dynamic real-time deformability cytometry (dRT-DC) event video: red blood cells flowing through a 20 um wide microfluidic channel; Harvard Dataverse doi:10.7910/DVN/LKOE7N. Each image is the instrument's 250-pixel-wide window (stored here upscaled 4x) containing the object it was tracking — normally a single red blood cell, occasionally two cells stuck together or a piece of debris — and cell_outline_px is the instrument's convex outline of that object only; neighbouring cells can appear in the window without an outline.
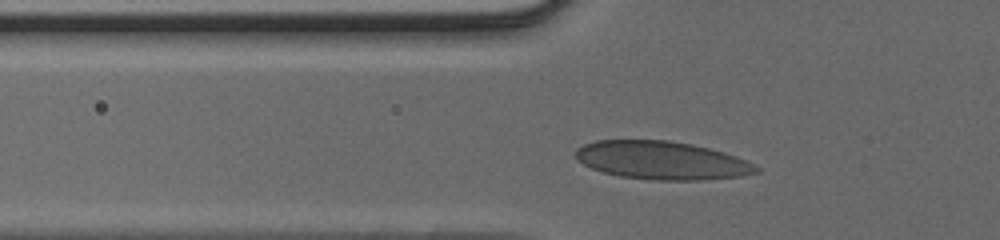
{"species": "human", "species_latin": "Homo sapiens", "temperature_condition": "cold", "stored_images_in_passage": 33, "camera_frame_rate_fps": 3000, "um_per_image_px": 0.085, "donor": {"sex": "male"}, "frame": {"image": 1, "passage_image": 5, "time_ms": 1.333, "image_size_px": [1000, 240], "cell_outline_px": [[760, 172], [740, 176], [700, 180], [652, 180], [620, 176], [604, 172], [592, 168], [576, 160], [576, 148], [584, 144], [596, 140], [668, 140], [692, 144], [724, 152], [736, 156], [760, 168]], "centroid_in_image_um": [56.24, 13.63], "position_along_channel_um": 69.6, "area_um2": 40.11}}
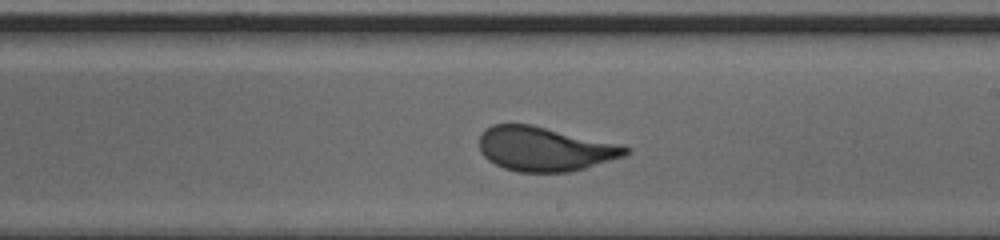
{"frame": {"image": 2, "passage_image": 19, "time_ms": 6.0, "image_size_px": [1000, 240], "cell_outline_px": [[632, 148], [624, 156], [584, 168], [568, 172], [516, 172], [504, 168], [488, 160], [480, 152], [480, 136], [484, 128], [492, 124], [532, 124], [616, 144]], "centroid_in_image_um": [46.24, 12.66], "position_along_channel_um": 242.8, "area_um2": 37.45}}
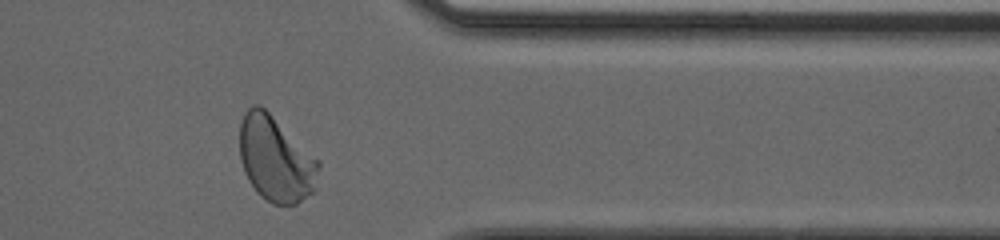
{"frame": {"image": 3, "passage_image": 31, "time_ms": 10.0, "image_size_px": [1000, 240], "cell_outline_px": [[320, 168], [316, 188], [312, 192], [296, 204], [272, 204], [260, 196], [256, 192], [248, 180], [244, 172], [240, 160], [240, 124], [244, 112], [248, 108], [256, 104], [260, 104], [320, 160]], "centroid_in_image_um": [23.44, 13.52], "position_along_channel_um": 388.0, "area_um2": 39.54}}